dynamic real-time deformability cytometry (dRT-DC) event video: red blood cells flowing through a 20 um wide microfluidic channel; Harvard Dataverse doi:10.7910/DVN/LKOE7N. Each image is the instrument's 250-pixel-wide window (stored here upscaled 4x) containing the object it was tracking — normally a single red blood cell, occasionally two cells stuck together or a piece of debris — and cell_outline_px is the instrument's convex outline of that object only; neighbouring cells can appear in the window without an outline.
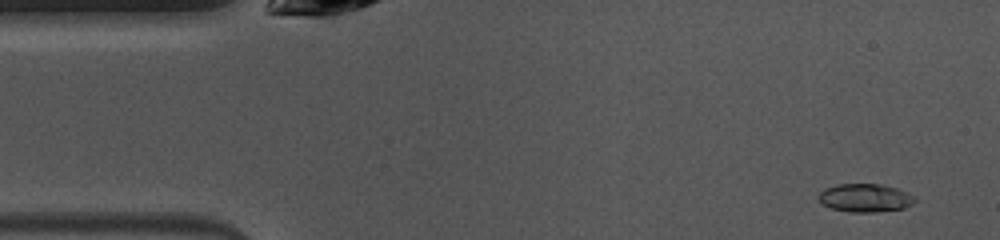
{"species": "common noctule bat (a hibernating species)", "species_latin": "Nyctalus noctula", "temperature_condition": "warm", "stored_images_in_passage": 48, "camera_frame_rate_fps": 3000, "um_per_image_px": 0.085, "animal": {"sex": "female", "body_mass_g": 10.0, "forearm_length_mm": 53.1}, "frame": {"image": 1, "passage_image": 3, "time_ms": 0.667, "image_size_px": [1000, 240], "cell_outline_px": [[916, 200], [912, 204], [904, 208], [876, 212], [848, 212], [832, 208], [824, 204], [820, 200], [820, 192], [824, 188], [836, 184], [884, 184], [908, 192], [916, 196]], "centroid_in_image_um": [73.58, 16.81], "position_along_channel_um": 11.4, "area_um2": 15.9}}
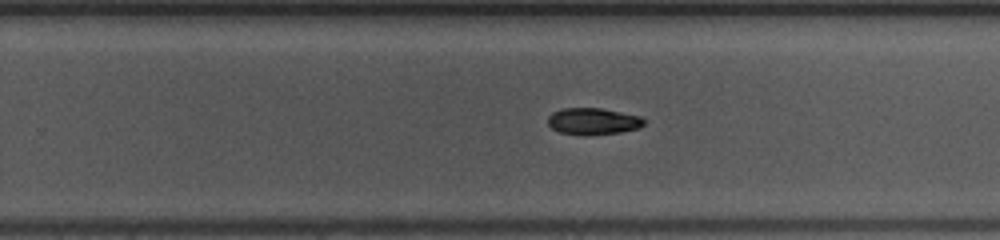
{"frame": {"image": 2, "passage_image": 29, "time_ms": 9.333, "image_size_px": [1000, 240], "cell_outline_px": [[644, 124], [640, 128], [620, 132], [584, 136], [560, 132], [552, 128], [548, 124], [548, 116], [552, 112], [560, 108], [600, 108], [640, 116], [644, 120]], "centroid_in_image_um": [50.38, 10.31], "position_along_channel_um": 279.4, "area_um2": 15.03}}
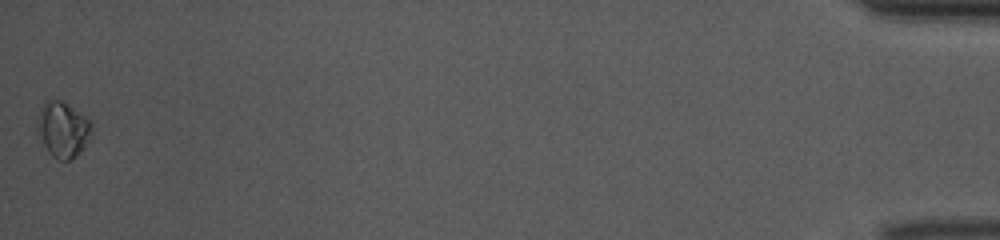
{"frame": {"image": 3, "passage_image": 48, "time_ms": 15.667, "image_size_px": [1000, 240], "cell_outline_px": [[92, 128], [84, 148], [76, 156], [68, 160], [60, 160], [52, 156], [48, 152], [36, 132], [36, 120], [40, 108], [44, 100], [60, 100], [88, 120], [92, 124]], "centroid_in_image_um": [5.28, 11.02], "position_along_channel_um": 429.9, "area_um2": 17.4}, "authors_computed_cell_mechanics": {"area_um2": 15.4037, "velocity_mm_per_s": 4.0436, "shape_relaxation_time_tau1_ms": 6.2979, "shape_relaxation_time_tau2_ms": null, "deformation_change_tau1": 0.1334, "deformation_change_tau2": null}}